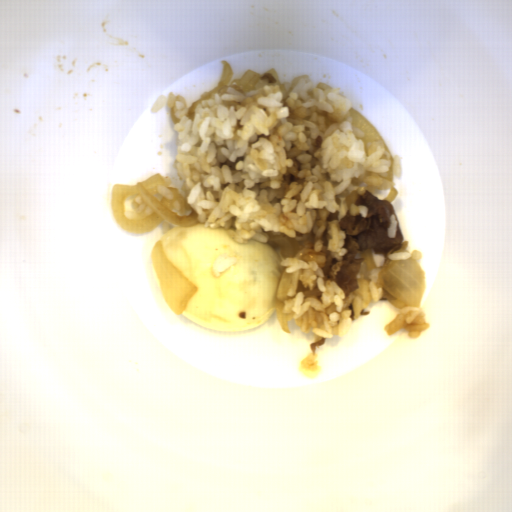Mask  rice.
<instances>
[{
    "label": "rice",
    "mask_w": 512,
    "mask_h": 512,
    "mask_svg": "<svg viewBox=\"0 0 512 512\" xmlns=\"http://www.w3.org/2000/svg\"><path fill=\"white\" fill-rule=\"evenodd\" d=\"M430 326L420 307L406 306L400 308L392 320L384 325L383 331L389 336L403 328L404 332H408V336L414 340L419 338L421 332L426 331Z\"/></svg>",
    "instance_id": "2"
},
{
    "label": "rice",
    "mask_w": 512,
    "mask_h": 512,
    "mask_svg": "<svg viewBox=\"0 0 512 512\" xmlns=\"http://www.w3.org/2000/svg\"><path fill=\"white\" fill-rule=\"evenodd\" d=\"M340 90L308 75L281 83L272 68L248 92H212L195 105L193 120L185 97L172 90L150 107L156 115L167 106L178 118L173 170L195 224L225 230L239 245L270 244L268 232L303 245L281 259L292 274L281 311L324 339L346 337L363 310L383 299L376 281L389 261L423 256L408 250V240L387 255L372 248L355 256L363 258L359 289L346 297L335 283L350 250L340 219L347 211L367 217L366 206L355 205L365 191L395 188L380 176H388L390 154L379 144L367 156L364 131L349 116L352 101Z\"/></svg>",
    "instance_id": "1"
},
{
    "label": "rice",
    "mask_w": 512,
    "mask_h": 512,
    "mask_svg": "<svg viewBox=\"0 0 512 512\" xmlns=\"http://www.w3.org/2000/svg\"><path fill=\"white\" fill-rule=\"evenodd\" d=\"M399 228L398 217L396 213H392L389 216V223L386 229L387 237L395 239L397 230Z\"/></svg>",
    "instance_id": "5"
},
{
    "label": "rice",
    "mask_w": 512,
    "mask_h": 512,
    "mask_svg": "<svg viewBox=\"0 0 512 512\" xmlns=\"http://www.w3.org/2000/svg\"><path fill=\"white\" fill-rule=\"evenodd\" d=\"M156 190L161 198H164V199L170 201V204L174 210H177L180 208V201H177L174 199L170 190H168L167 188L158 187V186H157Z\"/></svg>",
    "instance_id": "4"
},
{
    "label": "rice",
    "mask_w": 512,
    "mask_h": 512,
    "mask_svg": "<svg viewBox=\"0 0 512 512\" xmlns=\"http://www.w3.org/2000/svg\"><path fill=\"white\" fill-rule=\"evenodd\" d=\"M130 204L132 206L133 213L138 216L149 217L152 214H155L139 194L132 197Z\"/></svg>",
    "instance_id": "3"
}]
</instances>
